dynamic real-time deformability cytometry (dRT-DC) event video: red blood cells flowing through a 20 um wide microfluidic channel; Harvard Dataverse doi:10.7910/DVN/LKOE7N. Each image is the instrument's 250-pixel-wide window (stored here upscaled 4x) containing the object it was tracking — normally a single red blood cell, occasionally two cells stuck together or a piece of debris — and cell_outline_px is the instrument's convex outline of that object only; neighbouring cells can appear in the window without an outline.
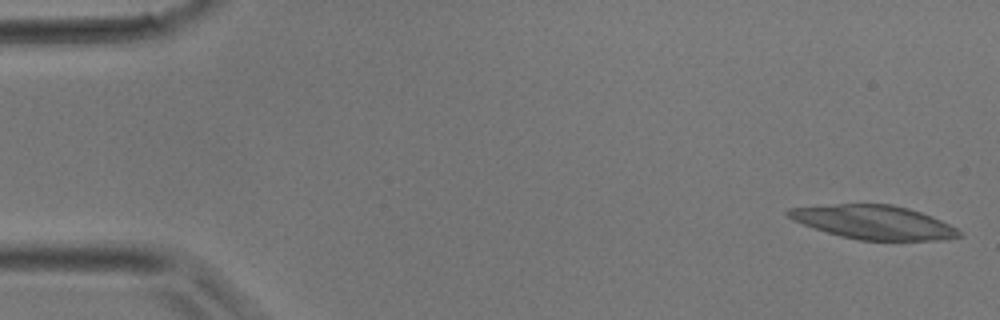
{"species": "common noctule bat (a hibernating species)", "species_latin": "Nyctalus noctula", "temperature_condition": "room temperature", "stored_images_in_passage": 39, "camera_frame_rate_fps": 3000, "um_per_image_px": 0.085, "animal": {"sex": "male", "body_mass_g": 17.9}, "frame": {"image": 1, "passage_image": 1, "time_ms": 0.0, "image_size_px": [1000, 320], "cell_outline_px": [[964, 236], [940, 240], [860, 240], [840, 236], [792, 220], [784, 212], [788, 208], [836, 204], [892, 204], [908, 208], [932, 216], [956, 228]], "centroid_in_image_um": [74.27, 18.88], "position_along_channel_um": 10.7, "area_um2": 33.41}}
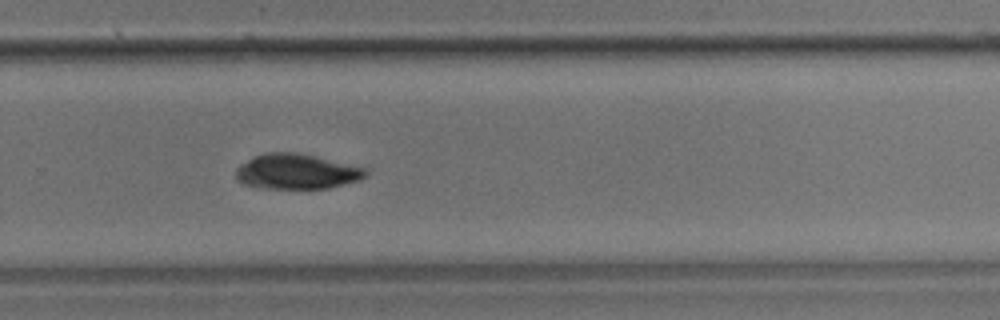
{"frame": {"image": 2, "passage_image": 26, "time_ms": 8.333, "image_size_px": [1000, 320], "cell_outline_px": [[368, 176], [360, 180], [328, 188], [260, 188], [244, 184], [236, 176], [236, 168], [240, 164], [264, 152], [296, 152], [368, 168]], "centroid_in_image_um": [25.25, 14.58], "position_along_channel_um": 304.6, "area_um2": 26.53}}
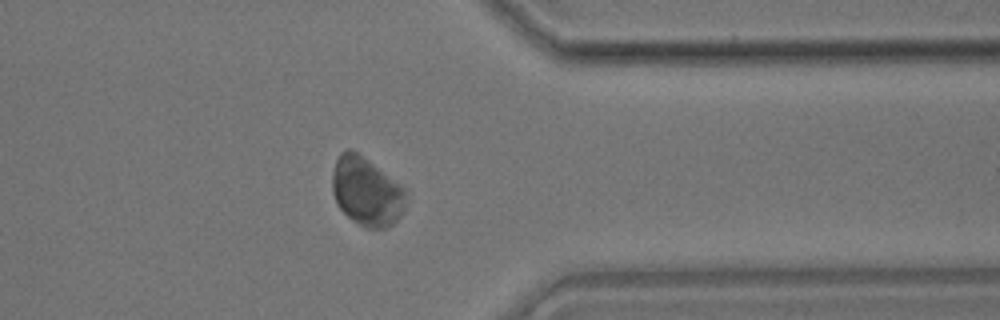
{"frame": {"image": 3, "passage_image": 31, "time_ms": 10.0, "image_size_px": [1000, 320], "cell_outline_px": [[408, 200], [400, 216], [392, 224], [384, 228], [364, 228], [352, 220], [336, 204], [332, 192], [332, 172], [336, 160], [340, 152], [348, 148], [352, 148], [404, 188], [408, 192]], "centroid_in_image_um": [31.14, 16.28], "position_along_channel_um": 380.3, "area_um2": 29.54}}